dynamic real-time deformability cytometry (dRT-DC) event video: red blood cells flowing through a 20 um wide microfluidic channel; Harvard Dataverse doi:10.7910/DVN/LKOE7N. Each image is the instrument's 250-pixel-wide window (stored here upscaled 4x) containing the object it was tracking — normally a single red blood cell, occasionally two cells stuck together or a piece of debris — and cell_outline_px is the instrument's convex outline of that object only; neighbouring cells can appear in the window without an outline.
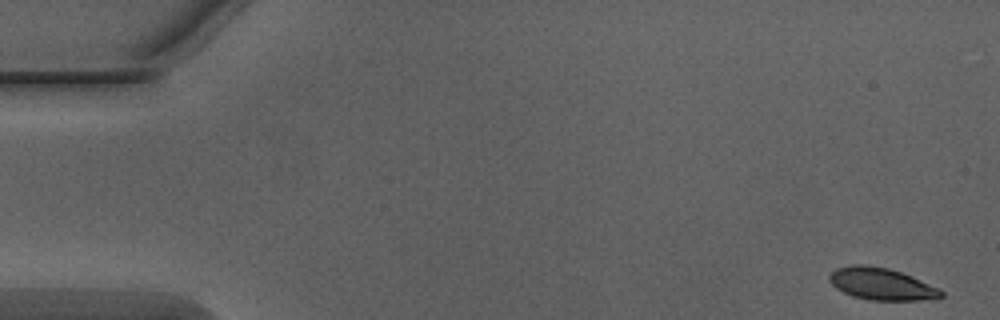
{"species": "Egyptian fruit bat (a non-hibernating species)", "species_latin": "Rousettus aegyptiacus", "temperature_condition": "warm", "stored_images_in_passage": 51, "camera_frame_rate_fps": 3000, "um_per_image_px": 0.085, "animal": {"sex": "male"}, "frame": {"image": 1, "passage_image": 1, "time_ms": 0.0, "image_size_px": [1000, 320], "cell_outline_px": [[944, 296], [916, 300], [872, 300], [852, 296], [836, 288], [828, 280], [828, 276], [836, 268], [852, 264], [868, 264], [888, 268], [912, 276], [940, 288], [944, 292]], "centroid_in_image_um": [74.9, 24.12], "position_along_channel_um": 10.1, "area_um2": 20.87}}
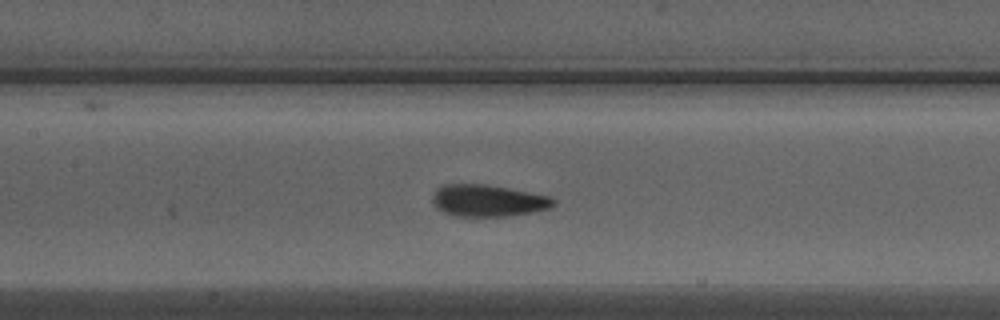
{"frame": {"image": 2, "passage_image": 23, "time_ms": 7.333, "image_size_px": [1000, 320], "cell_outline_px": [[556, 204], [548, 208], [532, 212], [508, 216], [456, 216], [444, 212], [436, 208], [432, 200], [432, 196], [436, 188], [444, 184], [484, 184], [508, 188], [548, 196], [556, 200]], "centroid_in_image_um": [41.44, 17.05], "position_along_channel_um": 166.0, "area_um2": 22.37}}
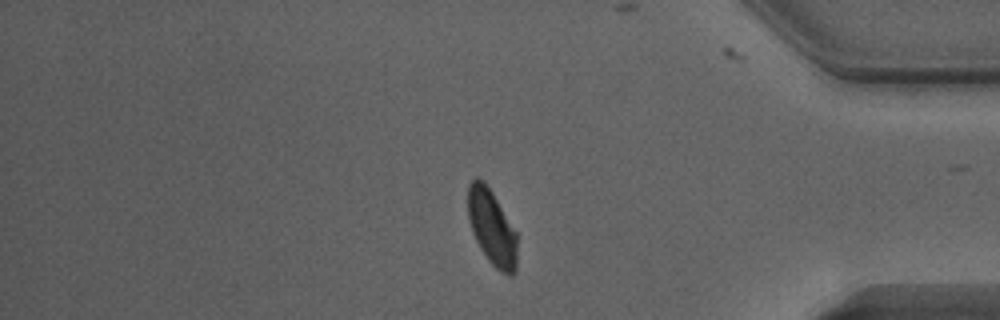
{"frame": {"image": 3, "passage_image": 42, "time_ms": 13.667, "image_size_px": [1000, 320], "cell_outline_px": [[516, 272], [512, 276], [508, 276], [500, 272], [488, 260], [480, 248], [472, 232], [468, 220], [468, 184], [476, 176], [484, 180], [492, 192], [516, 232]], "centroid_in_image_um": [41.79, 19.34], "position_along_channel_um": 393.4, "area_um2": 21.68}}